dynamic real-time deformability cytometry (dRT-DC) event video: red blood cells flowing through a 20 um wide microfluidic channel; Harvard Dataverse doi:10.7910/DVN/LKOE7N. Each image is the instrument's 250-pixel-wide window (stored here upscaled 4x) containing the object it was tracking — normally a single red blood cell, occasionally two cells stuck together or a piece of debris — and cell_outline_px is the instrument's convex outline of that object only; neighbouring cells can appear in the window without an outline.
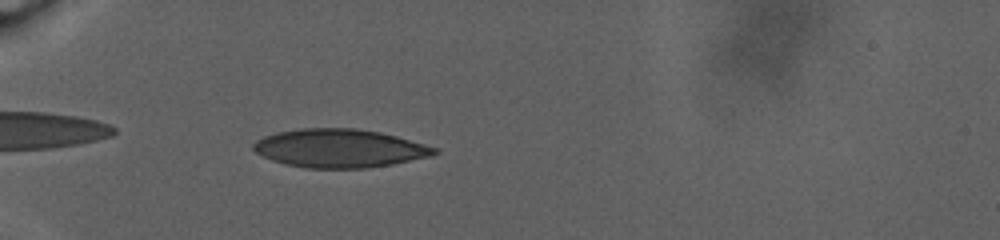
{"species": "human", "species_latin": "Homo sapiens", "temperature_condition": "warm", "stored_images_in_passage": 38, "camera_frame_rate_fps": 3000, "um_per_image_px": 0.085, "donor": {"sex": "male"}, "frame": {"image": 1, "passage_image": 11, "time_ms": 9.333, "image_size_px": [1000, 240], "cell_outline_px": [[440, 152], [432, 156], [392, 164], [368, 168], [304, 168], [272, 160], [256, 152], [252, 148], [252, 144], [256, 140], [264, 136], [280, 132], [300, 128], [356, 128], [380, 132], [396, 136], [440, 148]], "centroid_in_image_um": [28.9, 12.6], "position_along_channel_um": 56.1, "area_um2": 40.58}}
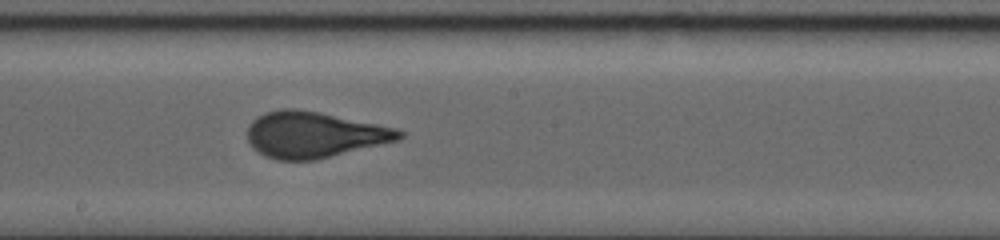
{"frame": {"image": 2, "passage_image": 22, "time_ms": 17.667, "image_size_px": [1000, 240], "cell_outline_px": [[404, 136], [400, 140], [316, 160], [276, 160], [264, 156], [252, 148], [248, 140], [248, 124], [256, 116], [264, 112], [280, 108], [296, 108], [320, 112], [396, 128], [404, 132]], "centroid_in_image_um": [26.67, 11.44], "position_along_channel_um": 221.5, "area_um2": 41.1}}
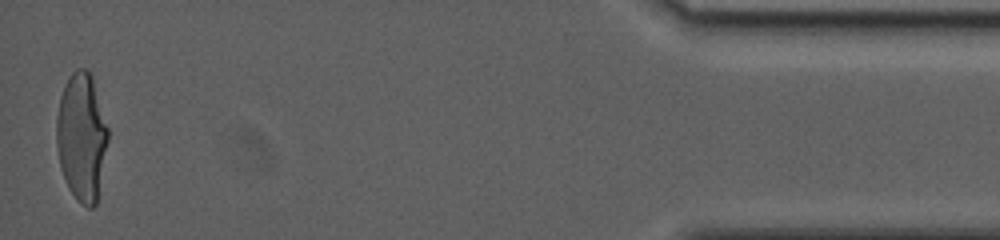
{"frame": {"image": 3, "passage_image": 38, "time_ms": 29.667, "image_size_px": [1000, 240], "cell_outline_px": [[108, 140], [96, 204], [92, 208], [88, 208], [80, 204], [68, 188], [60, 168], [56, 144], [56, 116], [60, 96], [64, 84], [68, 76], [76, 68], [84, 68], [92, 72], [108, 128]], "centroid_in_image_um": [6.93, 11.6], "position_along_channel_um": 428.3, "area_um2": 38.9}}